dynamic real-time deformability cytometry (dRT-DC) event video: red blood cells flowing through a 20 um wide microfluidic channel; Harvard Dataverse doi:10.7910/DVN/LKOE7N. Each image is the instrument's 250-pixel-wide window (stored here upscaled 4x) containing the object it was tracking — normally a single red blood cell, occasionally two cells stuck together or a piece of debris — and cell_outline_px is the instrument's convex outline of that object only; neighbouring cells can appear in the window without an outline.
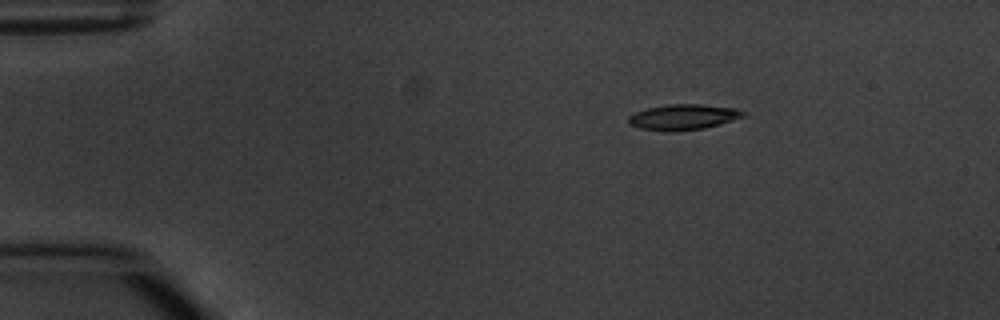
{"species": "common noctule bat (a hibernating species)", "species_latin": "Nyctalus noctula", "temperature_condition": "warm", "stored_images_in_passage": 3, "camera_frame_rate_fps": 3000, "um_per_image_px": 0.085, "animal": {"sex": "male", "body_mass_g": 20.1, "forearm_length_mm": 53.5}, "frame": {"image": 1, "passage_image": 1, "time_ms": 0.0, "image_size_px": [1000, 320], "cell_outline_px": [[744, 116], [720, 124], [704, 128], [640, 128], [628, 124], [628, 116], [636, 112], [648, 108], [668, 104], [700, 104], [736, 108], [744, 112]], "centroid_in_image_um": [58.1, 9.89], "position_along_channel_um": 26.9, "area_um2": 16.07}}